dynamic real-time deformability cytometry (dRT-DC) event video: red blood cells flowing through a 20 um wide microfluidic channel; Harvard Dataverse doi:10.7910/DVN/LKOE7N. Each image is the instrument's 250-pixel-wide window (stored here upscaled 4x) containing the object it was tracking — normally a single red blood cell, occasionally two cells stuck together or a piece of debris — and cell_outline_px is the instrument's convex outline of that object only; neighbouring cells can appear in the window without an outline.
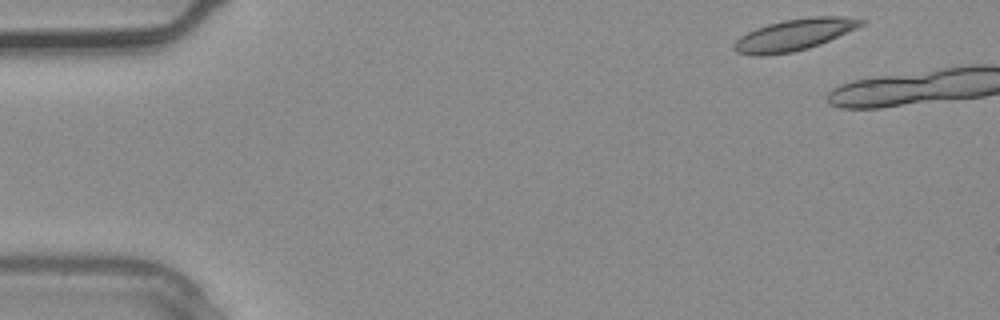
{"species": "common noctule bat (a hibernating species)", "species_latin": "Nyctalus noctula", "temperature_condition": "warm", "stored_images_in_passage": 2, "camera_frame_rate_fps": 3000, "um_per_image_px": 0.085, "animal": {"sex": "male", "body_mass_g": 20.4}, "frame": {"image": 1, "passage_image": 1, "time_ms": 0.0, "image_size_px": [1000, 320], "cell_outline_px": [[868, 20], [864, 24], [856, 28], [820, 44], [808, 48], [792, 52], [764, 56], [752, 56], [736, 52], [732, 48], [732, 44], [740, 36], [756, 28], [768, 24], [784, 20], [812, 16], [844, 16]], "centroid_in_image_um": [67.49, 2.96], "position_along_channel_um": 17.5, "area_um2": 23.47}}